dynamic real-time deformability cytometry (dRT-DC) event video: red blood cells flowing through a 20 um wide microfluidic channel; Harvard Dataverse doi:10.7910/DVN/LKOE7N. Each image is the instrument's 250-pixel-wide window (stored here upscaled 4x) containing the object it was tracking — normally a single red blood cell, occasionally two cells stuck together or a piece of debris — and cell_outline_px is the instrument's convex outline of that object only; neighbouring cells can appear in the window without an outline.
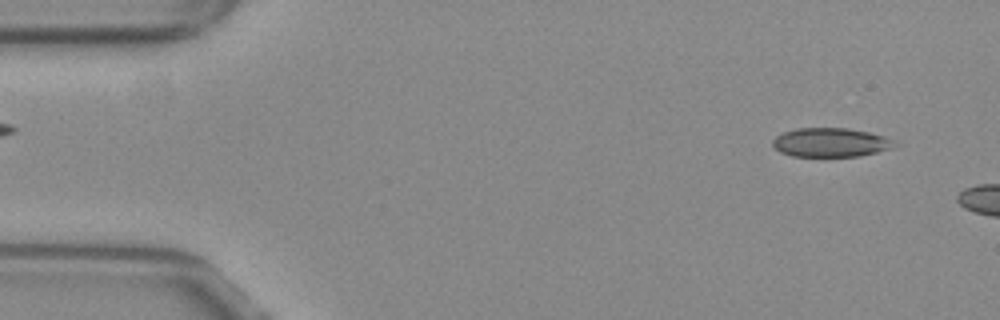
{"species": "common noctule bat (a hibernating species)", "species_latin": "Nyctalus noctula", "temperature_condition": "warm", "stored_images_in_passage": 12, "camera_frame_rate_fps": 3000, "um_per_image_px": 0.085, "animal": {"sex": "female", "body_mass_g": 29.2, "forearm_length_mm": 56.3}, "frame": {"image": 1, "passage_image": 3, "time_ms": 0.667, "image_size_px": [1000, 320], "cell_outline_px": [[892, 140], [888, 148], [876, 152], [860, 156], [792, 156], [780, 152], [772, 144], [772, 140], [776, 136], [784, 132], [796, 128], [848, 128], [868, 132], [884, 136]], "centroid_in_image_um": [70.51, 12.1], "position_along_channel_um": 14.5, "area_um2": 20.17}}